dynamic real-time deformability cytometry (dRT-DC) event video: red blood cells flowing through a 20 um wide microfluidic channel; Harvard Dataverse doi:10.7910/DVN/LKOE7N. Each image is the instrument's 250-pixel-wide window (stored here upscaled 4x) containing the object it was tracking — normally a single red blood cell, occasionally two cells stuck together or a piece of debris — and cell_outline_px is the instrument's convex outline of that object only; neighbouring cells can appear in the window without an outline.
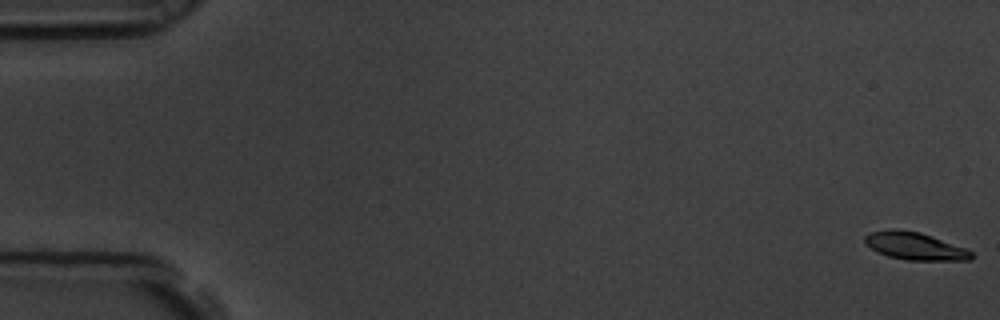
{"species": "common noctule bat (a hibernating species)", "species_latin": "Nyctalus noctula", "temperature_condition": "room temperature", "stored_images_in_passage": 6, "camera_frame_rate_fps": 3000, "um_per_image_px": 0.085, "animal": {"sex": "male", "body_mass_g": 19.5, "forearm_length_mm": 54.6}, "frame": {"image": 1, "passage_image": 1, "time_ms": 0.0, "image_size_px": [1000, 320], "cell_outline_px": [[972, 260], [908, 260], [888, 256], [876, 252], [864, 244], [864, 236], [872, 232], [920, 232], [932, 236], [964, 248], [972, 252]], "centroid_in_image_um": [77.78, 20.97], "position_along_channel_um": 7.2, "area_um2": 16.36}}